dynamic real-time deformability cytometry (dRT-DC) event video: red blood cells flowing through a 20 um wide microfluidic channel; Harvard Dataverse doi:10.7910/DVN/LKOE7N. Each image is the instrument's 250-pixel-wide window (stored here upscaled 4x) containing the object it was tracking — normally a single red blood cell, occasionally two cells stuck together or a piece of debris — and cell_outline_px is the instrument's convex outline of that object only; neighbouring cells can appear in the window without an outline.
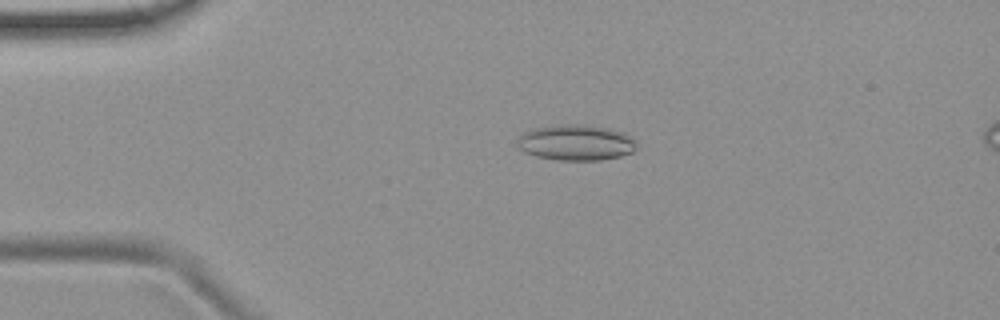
{"species": "common noctule bat (a hibernating species)", "species_latin": "Nyctalus noctula", "temperature_condition": "room temperature", "stored_images_in_passage": 51, "camera_frame_rate_fps": 3000, "um_per_image_px": 0.085, "animal": {"sex": "female", "body_mass_g": 19.9}, "frame": {"image": 1, "passage_image": 9, "time_ms": 2.667, "image_size_px": [1000, 320], "cell_outline_px": [[636, 148], [632, 152], [620, 156], [600, 160], [556, 160], [536, 156], [524, 152], [516, 144], [520, 136], [524, 132], [536, 128], [556, 124], [588, 124], [608, 128], [624, 132], [632, 136], [636, 140]], "centroid_in_image_um": [48.98, 12.11], "position_along_channel_um": 36.0, "area_um2": 25.09}}
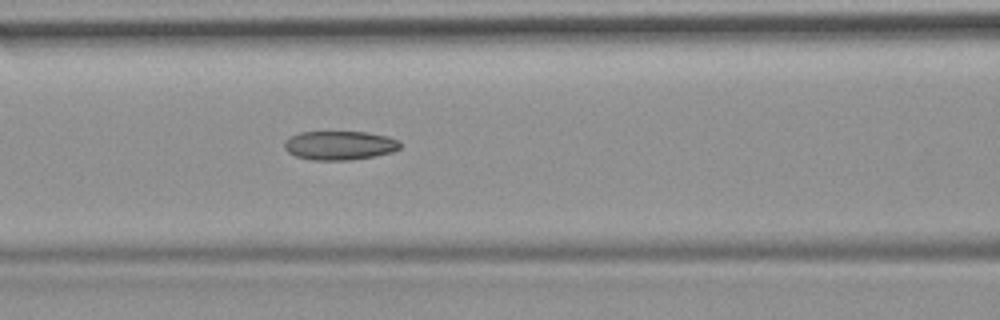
{"frame": {"image": 2, "passage_image": 20, "time_ms": 6.333, "image_size_px": [1000, 320], "cell_outline_px": [[400, 148], [392, 152], [376, 156], [352, 160], [312, 160], [296, 156], [288, 152], [284, 148], [284, 140], [288, 136], [300, 132], [364, 132], [388, 136], [400, 140]], "centroid_in_image_um": [28.86, 12.36], "position_along_channel_um": 137.7, "area_um2": 19.77}}
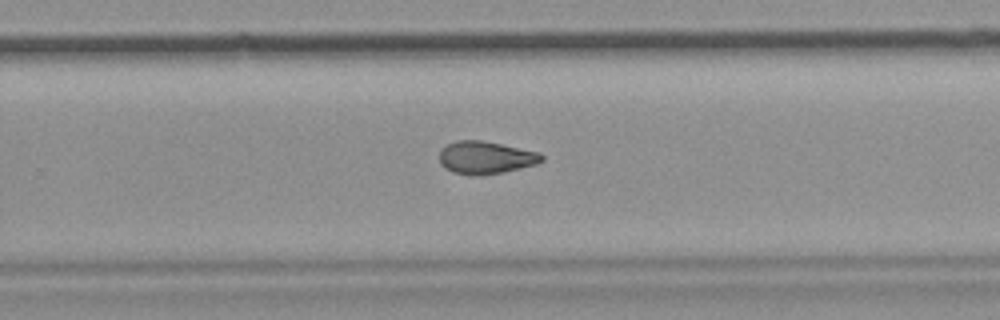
{"frame": {"image": 3, "passage_image": 32, "time_ms": 10.333, "image_size_px": [1000, 320], "cell_outline_px": [[544, 160], [536, 164], [504, 172], [452, 172], [444, 168], [440, 164], [440, 148], [456, 140], [484, 140], [540, 152], [544, 156]], "centroid_in_image_um": [41.31, 13.33], "position_along_channel_um": 288.5, "area_um2": 18.96}, "authors_computed_cell_mechanics": {"area_um2": 19.8832, "velocity_mm_per_s": 3.7853, "shape_relaxation_time_tau1_ms": null, "shape_relaxation_time_tau2_ms": 4.0597, "deformation_change_tau1": null, "deformation_change_tau2": 0.1094}}